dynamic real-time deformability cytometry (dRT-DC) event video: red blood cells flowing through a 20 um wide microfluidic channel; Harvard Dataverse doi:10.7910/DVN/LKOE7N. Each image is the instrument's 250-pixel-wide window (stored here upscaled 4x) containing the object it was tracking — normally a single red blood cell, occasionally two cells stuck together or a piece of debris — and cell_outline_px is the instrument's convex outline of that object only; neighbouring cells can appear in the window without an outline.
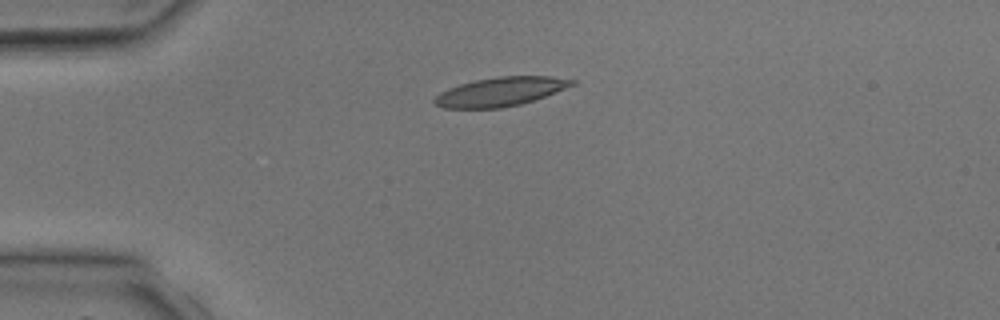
{"species": "common noctule bat (a hibernating species)", "species_latin": "Nyctalus noctula", "temperature_condition": "room temperature", "stored_images_in_passage": 3, "camera_frame_rate_fps": 3000, "um_per_image_px": 0.085, "animal": {"sex": "male", "body_mass_g": 17.9, "forearm_length_mm": 54.2}, "frame": {"image": 1, "passage_image": 3, "time_ms": 2.0, "image_size_px": [1000, 320], "cell_outline_px": [[576, 84], [544, 96], [520, 104], [500, 108], [444, 108], [436, 104], [432, 100], [440, 92], [448, 88], [460, 84], [476, 80], [500, 76], [548, 76], [576, 80]], "centroid_in_image_um": [42.52, 7.79], "position_along_channel_um": 42.5, "area_um2": 22.89}}